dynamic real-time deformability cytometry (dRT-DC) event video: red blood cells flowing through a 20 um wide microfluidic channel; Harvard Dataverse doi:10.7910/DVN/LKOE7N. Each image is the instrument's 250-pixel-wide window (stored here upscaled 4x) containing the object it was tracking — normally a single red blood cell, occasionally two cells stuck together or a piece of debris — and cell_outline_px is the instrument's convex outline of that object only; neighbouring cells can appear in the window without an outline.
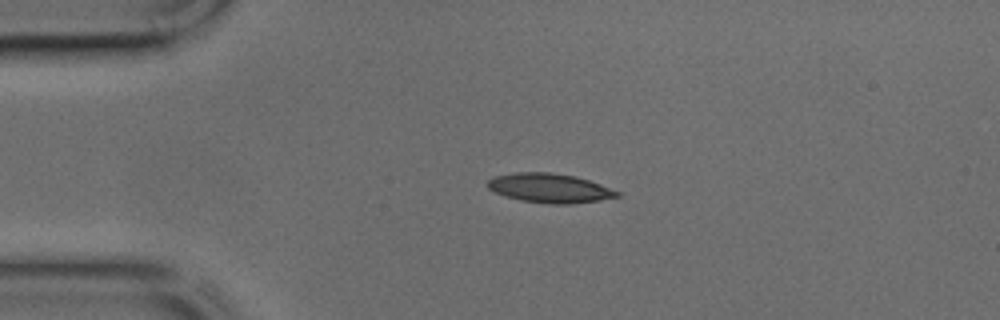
{"species": "common noctule bat (a hibernating species)", "species_latin": "Nyctalus noctula", "temperature_condition": "cold", "stored_images_in_passage": 38, "camera_frame_rate_fps": 3000, "um_per_image_px": 0.085, "animal": {"sex": "male", "body_mass_g": 17.9, "forearm_length_mm": 54.2}, "frame": {"image": 1, "passage_image": 4, "time_ms": 1.0, "image_size_px": [1000, 320], "cell_outline_px": [[620, 196], [600, 200], [568, 204], [552, 204], [524, 200], [508, 196], [496, 192], [488, 188], [488, 180], [496, 176], [516, 172], [548, 172], [576, 176], [600, 184], [620, 192]], "centroid_in_image_um": [46.76, 15.98], "position_along_channel_um": 38.2, "area_um2": 21.68}}
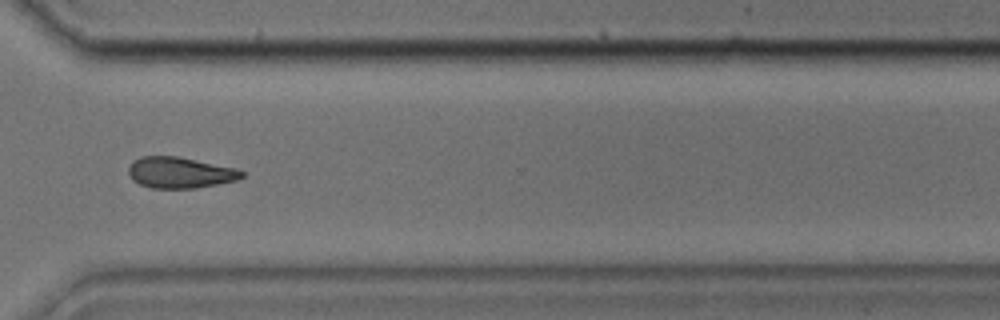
{"frame": {"image": 2, "passage_image": 27, "time_ms": 8.667, "image_size_px": [1000, 320], "cell_outline_px": [[244, 176], [236, 180], [196, 188], [152, 188], [140, 184], [132, 180], [128, 172], [128, 168], [132, 160], [140, 156], [176, 156], [236, 168], [244, 172]], "centroid_in_image_um": [15.26, 14.66], "position_along_channel_um": 355.3, "area_um2": 20.46}}
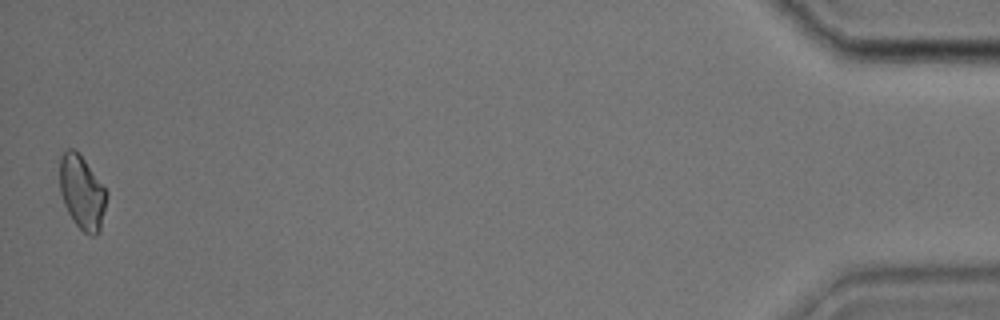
{"frame": {"image": 3, "passage_image": 38, "time_ms": 12.333, "image_size_px": [1000, 320], "cell_outline_px": [[108, 196], [100, 232], [96, 236], [88, 236], [72, 220], [64, 204], [60, 192], [60, 156], [68, 148], [72, 148], [84, 160], [108, 192]], "centroid_in_image_um": [6.99, 16.41], "position_along_channel_um": 428.2, "area_um2": 20.17}}